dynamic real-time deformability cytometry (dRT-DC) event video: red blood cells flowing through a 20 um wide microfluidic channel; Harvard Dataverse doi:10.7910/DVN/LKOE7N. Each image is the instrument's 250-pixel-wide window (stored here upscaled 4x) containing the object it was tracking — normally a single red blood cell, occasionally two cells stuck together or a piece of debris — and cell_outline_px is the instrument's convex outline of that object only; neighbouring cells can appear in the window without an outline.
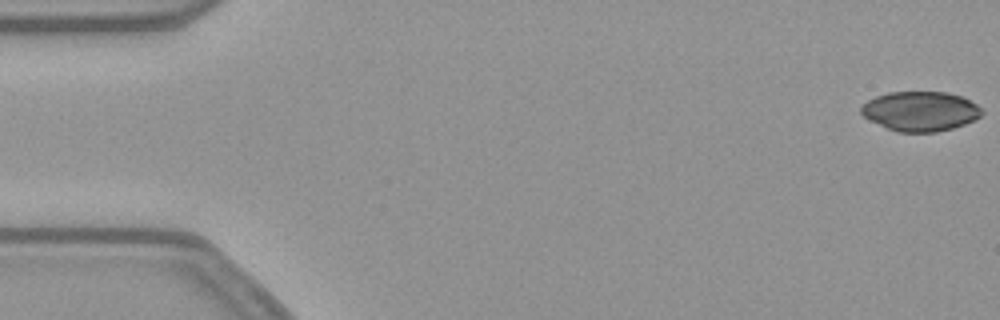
{"species": "common noctule bat (a hibernating species)", "species_latin": "Nyctalus noctula", "temperature_condition": "warm", "stored_images_in_passage": 54, "camera_frame_rate_fps": 3000, "um_per_image_px": 0.085, "animal": {"sex": "female", "body_mass_g": 21.9}, "frame": {"image": 1, "passage_image": 1, "time_ms": 0.0, "image_size_px": [1000, 320], "cell_outline_px": [[984, 112], [976, 120], [952, 128], [936, 132], [896, 132], [868, 120], [860, 112], [860, 108], [868, 100], [876, 96], [888, 92], [948, 92], [964, 96], [976, 104]], "centroid_in_image_um": [78.24, 9.45], "position_along_channel_um": 6.8, "area_um2": 28.09}}
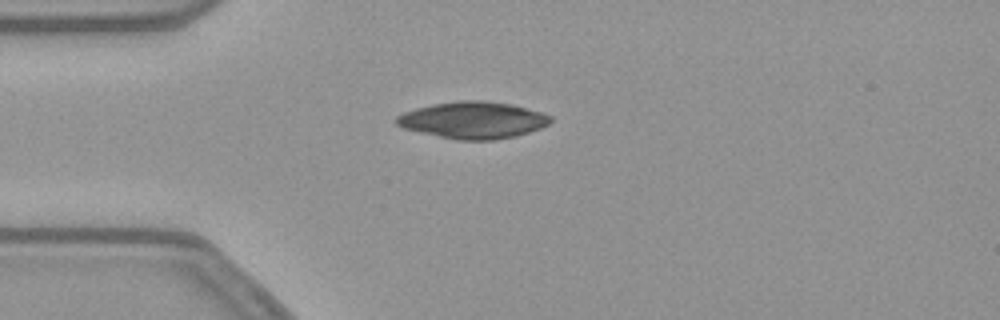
{"frame": {"image": 2, "passage_image": 14, "time_ms": 4.333, "image_size_px": [1000, 320], "cell_outline_px": [[552, 120], [548, 124], [540, 128], [516, 136], [496, 140], [456, 140], [420, 132], [404, 128], [396, 124], [396, 116], [404, 112], [416, 108], [432, 104], [456, 100], [484, 100], [512, 104], [544, 112], [552, 116]], "centroid_in_image_um": [40.23, 10.2], "position_along_channel_um": 44.8, "area_um2": 33.29}}
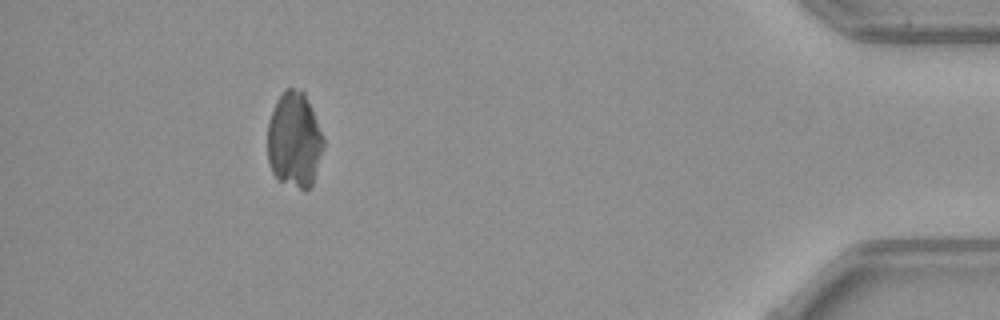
{"frame": {"image": 3, "passage_image": 49, "time_ms": 16.0, "image_size_px": [1000, 320], "cell_outline_px": [[324, 144], [312, 184], [304, 192], [276, 180], [272, 172], [268, 160], [268, 124], [272, 112], [284, 88], [304, 88], [324, 136]], "centroid_in_image_um": [25.03, 11.89], "position_along_channel_um": 410.2, "area_um2": 31.62}}